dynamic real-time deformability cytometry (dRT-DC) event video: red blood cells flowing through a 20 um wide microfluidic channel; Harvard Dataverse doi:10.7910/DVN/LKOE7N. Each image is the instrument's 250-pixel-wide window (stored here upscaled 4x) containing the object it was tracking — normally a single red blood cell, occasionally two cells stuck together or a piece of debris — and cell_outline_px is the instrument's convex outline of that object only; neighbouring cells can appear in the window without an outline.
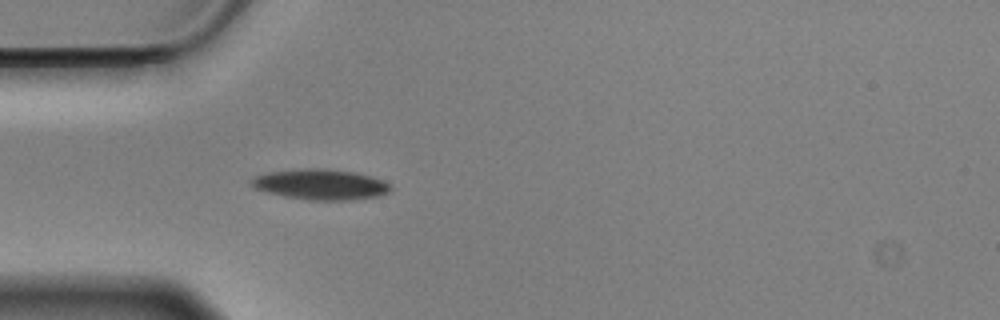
{"species": "Egyptian fruit bat (a non-hibernating species)", "species_latin": "Rousettus aegyptiacus", "temperature_condition": "cold", "stored_images_in_passage": 41, "camera_frame_rate_fps": 3000, "um_per_image_px": 0.085, "animal": {"sex": "male"}, "frame": {"image": 1, "passage_image": 1, "time_ms": 0.0, "image_size_px": [1000, 320], "cell_outline_px": [[392, 188], [388, 192], [376, 196], [352, 200], [308, 200], [284, 196], [268, 192], [256, 188], [248, 180], [252, 176], [268, 172], [300, 168], [316, 168], [356, 172], [392, 184]], "centroid_in_image_um": [27.21, 15.67], "position_along_channel_um": 57.8, "area_um2": 24.68}}
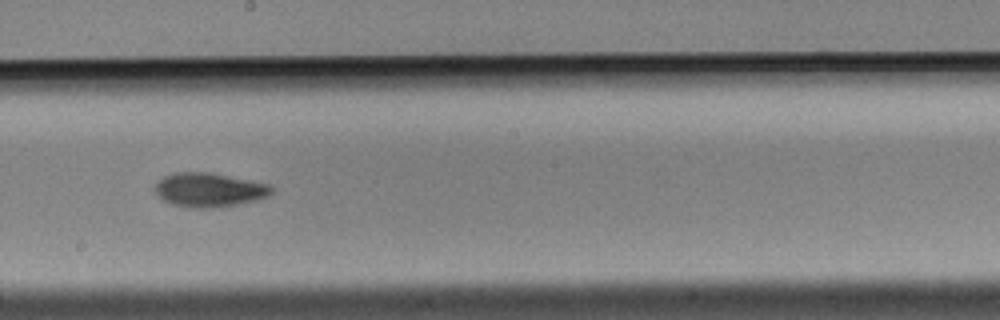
{"frame": {"image": 2, "passage_image": 16, "time_ms": 5.0, "image_size_px": [1000, 320], "cell_outline_px": [[272, 192], [268, 196], [256, 200], [236, 204], [212, 208], [196, 208], [172, 204], [164, 200], [156, 192], [156, 184], [164, 176], [176, 172], [212, 172], [272, 184]], "centroid_in_image_um": [17.83, 16.12], "position_along_channel_um": 230.4, "area_um2": 23.06}}
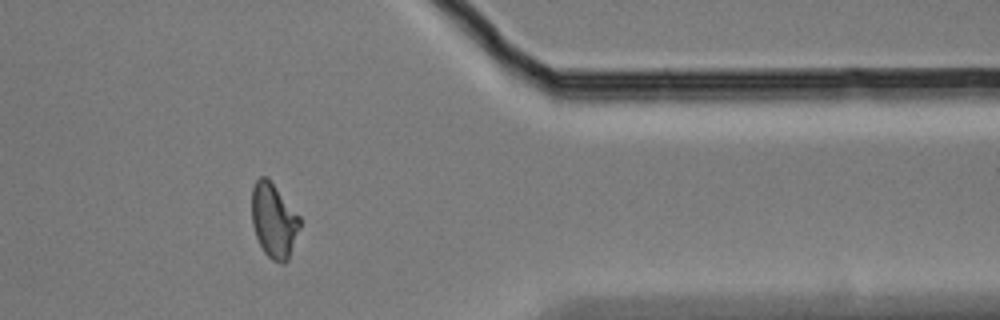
{"frame": {"image": 3, "passage_image": 31, "time_ms": 10.0, "image_size_px": [1000, 320], "cell_outline_px": [[300, 228], [288, 260], [284, 264], [280, 264], [272, 260], [264, 252], [256, 236], [252, 224], [252, 188], [256, 180], [260, 176], [264, 176], [272, 184], [300, 216]], "centroid_in_image_um": [23.27, 18.79], "position_along_channel_um": 388.1, "area_um2": 20.63}, "authors_computed_cell_mechanics": {"area_um2": 21.675, "velocity_mm_per_s": 3.5123, "shape_relaxation_time_tau1_ms": 4.5392, "shape_relaxation_time_tau2_ms": 3.7117, "deformation_change_tau1": 0.1465, "deformation_change_tau2": 0.0896}}